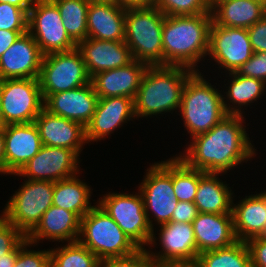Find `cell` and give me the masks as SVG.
I'll return each instance as SVG.
<instances>
[{
	"label": "cell",
	"mask_w": 266,
	"mask_h": 267,
	"mask_svg": "<svg viewBox=\"0 0 266 267\" xmlns=\"http://www.w3.org/2000/svg\"><path fill=\"white\" fill-rule=\"evenodd\" d=\"M29 245L32 246V243L27 238L19 244V251L13 267H50V251L29 250L27 249Z\"/></svg>",
	"instance_id": "8d00e7d4"
},
{
	"label": "cell",
	"mask_w": 266,
	"mask_h": 267,
	"mask_svg": "<svg viewBox=\"0 0 266 267\" xmlns=\"http://www.w3.org/2000/svg\"><path fill=\"white\" fill-rule=\"evenodd\" d=\"M0 173L5 174L4 128L0 129Z\"/></svg>",
	"instance_id": "7dc6e473"
},
{
	"label": "cell",
	"mask_w": 266,
	"mask_h": 267,
	"mask_svg": "<svg viewBox=\"0 0 266 267\" xmlns=\"http://www.w3.org/2000/svg\"><path fill=\"white\" fill-rule=\"evenodd\" d=\"M19 251V245L10 253L7 254V258H0V267H13Z\"/></svg>",
	"instance_id": "bcb514c9"
},
{
	"label": "cell",
	"mask_w": 266,
	"mask_h": 267,
	"mask_svg": "<svg viewBox=\"0 0 266 267\" xmlns=\"http://www.w3.org/2000/svg\"><path fill=\"white\" fill-rule=\"evenodd\" d=\"M50 267H99L100 260L79 241L49 249Z\"/></svg>",
	"instance_id": "d6a6232c"
},
{
	"label": "cell",
	"mask_w": 266,
	"mask_h": 267,
	"mask_svg": "<svg viewBox=\"0 0 266 267\" xmlns=\"http://www.w3.org/2000/svg\"><path fill=\"white\" fill-rule=\"evenodd\" d=\"M212 14L165 16L162 28L163 65L196 70L208 54ZM196 64V65H195Z\"/></svg>",
	"instance_id": "7a4b0ae2"
},
{
	"label": "cell",
	"mask_w": 266,
	"mask_h": 267,
	"mask_svg": "<svg viewBox=\"0 0 266 267\" xmlns=\"http://www.w3.org/2000/svg\"><path fill=\"white\" fill-rule=\"evenodd\" d=\"M43 146L34 122L4 127L5 174L15 175Z\"/></svg>",
	"instance_id": "e0dca14e"
},
{
	"label": "cell",
	"mask_w": 266,
	"mask_h": 267,
	"mask_svg": "<svg viewBox=\"0 0 266 267\" xmlns=\"http://www.w3.org/2000/svg\"><path fill=\"white\" fill-rule=\"evenodd\" d=\"M76 48L82 55L90 78L99 72L126 66L134 60L125 41L86 38Z\"/></svg>",
	"instance_id": "d6986e66"
},
{
	"label": "cell",
	"mask_w": 266,
	"mask_h": 267,
	"mask_svg": "<svg viewBox=\"0 0 266 267\" xmlns=\"http://www.w3.org/2000/svg\"><path fill=\"white\" fill-rule=\"evenodd\" d=\"M228 74L232 76V79L226 92V98H228L232 105L223 101L224 109L227 114L242 115L241 106L250 105L257 98H261L259 96H262L265 92L266 83L259 79L242 76L236 71Z\"/></svg>",
	"instance_id": "f546056e"
},
{
	"label": "cell",
	"mask_w": 266,
	"mask_h": 267,
	"mask_svg": "<svg viewBox=\"0 0 266 267\" xmlns=\"http://www.w3.org/2000/svg\"><path fill=\"white\" fill-rule=\"evenodd\" d=\"M29 9L0 2V29L28 30Z\"/></svg>",
	"instance_id": "d590c367"
},
{
	"label": "cell",
	"mask_w": 266,
	"mask_h": 267,
	"mask_svg": "<svg viewBox=\"0 0 266 267\" xmlns=\"http://www.w3.org/2000/svg\"><path fill=\"white\" fill-rule=\"evenodd\" d=\"M195 264L198 267H252L247 243L240 240L228 247L200 253Z\"/></svg>",
	"instance_id": "4dcf8cb0"
},
{
	"label": "cell",
	"mask_w": 266,
	"mask_h": 267,
	"mask_svg": "<svg viewBox=\"0 0 266 267\" xmlns=\"http://www.w3.org/2000/svg\"><path fill=\"white\" fill-rule=\"evenodd\" d=\"M6 125L7 124L4 120V117L2 114V108H1V83H0V129L4 128Z\"/></svg>",
	"instance_id": "f907efd6"
},
{
	"label": "cell",
	"mask_w": 266,
	"mask_h": 267,
	"mask_svg": "<svg viewBox=\"0 0 266 267\" xmlns=\"http://www.w3.org/2000/svg\"><path fill=\"white\" fill-rule=\"evenodd\" d=\"M28 30H3L0 29V57L21 35Z\"/></svg>",
	"instance_id": "ee69618b"
},
{
	"label": "cell",
	"mask_w": 266,
	"mask_h": 267,
	"mask_svg": "<svg viewBox=\"0 0 266 267\" xmlns=\"http://www.w3.org/2000/svg\"><path fill=\"white\" fill-rule=\"evenodd\" d=\"M26 236L13 224L0 216V258H7Z\"/></svg>",
	"instance_id": "74e56055"
},
{
	"label": "cell",
	"mask_w": 266,
	"mask_h": 267,
	"mask_svg": "<svg viewBox=\"0 0 266 267\" xmlns=\"http://www.w3.org/2000/svg\"><path fill=\"white\" fill-rule=\"evenodd\" d=\"M89 4L92 3H114L116 0H86Z\"/></svg>",
	"instance_id": "816d5d0a"
},
{
	"label": "cell",
	"mask_w": 266,
	"mask_h": 267,
	"mask_svg": "<svg viewBox=\"0 0 266 267\" xmlns=\"http://www.w3.org/2000/svg\"><path fill=\"white\" fill-rule=\"evenodd\" d=\"M148 65L133 60L123 67L106 70L91 78L99 98L124 96L134 100Z\"/></svg>",
	"instance_id": "7402d4cb"
},
{
	"label": "cell",
	"mask_w": 266,
	"mask_h": 267,
	"mask_svg": "<svg viewBox=\"0 0 266 267\" xmlns=\"http://www.w3.org/2000/svg\"><path fill=\"white\" fill-rule=\"evenodd\" d=\"M79 155L70 149L43 145L16 175L29 180L57 182L78 174ZM78 164V165H77Z\"/></svg>",
	"instance_id": "5bb4252c"
},
{
	"label": "cell",
	"mask_w": 266,
	"mask_h": 267,
	"mask_svg": "<svg viewBox=\"0 0 266 267\" xmlns=\"http://www.w3.org/2000/svg\"><path fill=\"white\" fill-rule=\"evenodd\" d=\"M253 53L248 29L222 27L212 22L207 55L220 64L219 68H225L229 73L235 72Z\"/></svg>",
	"instance_id": "4fadbf2b"
},
{
	"label": "cell",
	"mask_w": 266,
	"mask_h": 267,
	"mask_svg": "<svg viewBox=\"0 0 266 267\" xmlns=\"http://www.w3.org/2000/svg\"><path fill=\"white\" fill-rule=\"evenodd\" d=\"M138 193L109 192L99 200L98 205L139 248H145L150 242L153 229L147 219L143 197Z\"/></svg>",
	"instance_id": "30bf717a"
},
{
	"label": "cell",
	"mask_w": 266,
	"mask_h": 267,
	"mask_svg": "<svg viewBox=\"0 0 266 267\" xmlns=\"http://www.w3.org/2000/svg\"><path fill=\"white\" fill-rule=\"evenodd\" d=\"M2 3H9L20 8H30L35 0H0Z\"/></svg>",
	"instance_id": "c3c4849f"
},
{
	"label": "cell",
	"mask_w": 266,
	"mask_h": 267,
	"mask_svg": "<svg viewBox=\"0 0 266 267\" xmlns=\"http://www.w3.org/2000/svg\"><path fill=\"white\" fill-rule=\"evenodd\" d=\"M198 213V209L194 202L178 201L170 222L192 223Z\"/></svg>",
	"instance_id": "7bdbcfd3"
},
{
	"label": "cell",
	"mask_w": 266,
	"mask_h": 267,
	"mask_svg": "<svg viewBox=\"0 0 266 267\" xmlns=\"http://www.w3.org/2000/svg\"><path fill=\"white\" fill-rule=\"evenodd\" d=\"M24 182L10 198L1 215L27 236L53 205L55 182L29 179Z\"/></svg>",
	"instance_id": "52a82bcc"
},
{
	"label": "cell",
	"mask_w": 266,
	"mask_h": 267,
	"mask_svg": "<svg viewBox=\"0 0 266 267\" xmlns=\"http://www.w3.org/2000/svg\"><path fill=\"white\" fill-rule=\"evenodd\" d=\"M193 72L182 66H148L133 100L135 117L179 109L184 86Z\"/></svg>",
	"instance_id": "3957f363"
},
{
	"label": "cell",
	"mask_w": 266,
	"mask_h": 267,
	"mask_svg": "<svg viewBox=\"0 0 266 267\" xmlns=\"http://www.w3.org/2000/svg\"><path fill=\"white\" fill-rule=\"evenodd\" d=\"M98 100L99 97L90 82L72 90L50 94L44 100V108L54 115L86 127L92 119Z\"/></svg>",
	"instance_id": "ac0fdd59"
},
{
	"label": "cell",
	"mask_w": 266,
	"mask_h": 267,
	"mask_svg": "<svg viewBox=\"0 0 266 267\" xmlns=\"http://www.w3.org/2000/svg\"><path fill=\"white\" fill-rule=\"evenodd\" d=\"M132 118H135L132 98L124 96L99 98L92 119L85 127L87 142L104 139Z\"/></svg>",
	"instance_id": "44dd1931"
},
{
	"label": "cell",
	"mask_w": 266,
	"mask_h": 267,
	"mask_svg": "<svg viewBox=\"0 0 266 267\" xmlns=\"http://www.w3.org/2000/svg\"><path fill=\"white\" fill-rule=\"evenodd\" d=\"M212 0H155L154 6L165 16H193L211 13Z\"/></svg>",
	"instance_id": "e575fe53"
},
{
	"label": "cell",
	"mask_w": 266,
	"mask_h": 267,
	"mask_svg": "<svg viewBox=\"0 0 266 267\" xmlns=\"http://www.w3.org/2000/svg\"><path fill=\"white\" fill-rule=\"evenodd\" d=\"M34 123L43 145L67 148L79 155L83 144L88 143L85 126L54 115L45 108L35 118Z\"/></svg>",
	"instance_id": "ffe728a7"
},
{
	"label": "cell",
	"mask_w": 266,
	"mask_h": 267,
	"mask_svg": "<svg viewBox=\"0 0 266 267\" xmlns=\"http://www.w3.org/2000/svg\"><path fill=\"white\" fill-rule=\"evenodd\" d=\"M43 56L31 34H21L0 57V80L38 78Z\"/></svg>",
	"instance_id": "2e32d148"
},
{
	"label": "cell",
	"mask_w": 266,
	"mask_h": 267,
	"mask_svg": "<svg viewBox=\"0 0 266 267\" xmlns=\"http://www.w3.org/2000/svg\"><path fill=\"white\" fill-rule=\"evenodd\" d=\"M73 176L55 182L53 190V205L75 213L80 219L94 206L90 204L91 188L86 183Z\"/></svg>",
	"instance_id": "f1b7e54d"
},
{
	"label": "cell",
	"mask_w": 266,
	"mask_h": 267,
	"mask_svg": "<svg viewBox=\"0 0 266 267\" xmlns=\"http://www.w3.org/2000/svg\"><path fill=\"white\" fill-rule=\"evenodd\" d=\"M81 219L73 212L52 205L40 222L26 236L32 244L40 240L76 242L80 236Z\"/></svg>",
	"instance_id": "cb8c5ba5"
},
{
	"label": "cell",
	"mask_w": 266,
	"mask_h": 267,
	"mask_svg": "<svg viewBox=\"0 0 266 267\" xmlns=\"http://www.w3.org/2000/svg\"><path fill=\"white\" fill-rule=\"evenodd\" d=\"M197 251L200 253L228 247L237 240L232 214L198 213L192 222Z\"/></svg>",
	"instance_id": "603a6c76"
},
{
	"label": "cell",
	"mask_w": 266,
	"mask_h": 267,
	"mask_svg": "<svg viewBox=\"0 0 266 267\" xmlns=\"http://www.w3.org/2000/svg\"><path fill=\"white\" fill-rule=\"evenodd\" d=\"M101 267H156L149 257L148 249L140 248L135 253L116 258H108L100 261Z\"/></svg>",
	"instance_id": "f35d334b"
},
{
	"label": "cell",
	"mask_w": 266,
	"mask_h": 267,
	"mask_svg": "<svg viewBox=\"0 0 266 267\" xmlns=\"http://www.w3.org/2000/svg\"><path fill=\"white\" fill-rule=\"evenodd\" d=\"M248 35L254 52H266V15L248 28Z\"/></svg>",
	"instance_id": "60d3db41"
},
{
	"label": "cell",
	"mask_w": 266,
	"mask_h": 267,
	"mask_svg": "<svg viewBox=\"0 0 266 267\" xmlns=\"http://www.w3.org/2000/svg\"><path fill=\"white\" fill-rule=\"evenodd\" d=\"M146 171L148 172L140 184L139 191L144 200L149 225L153 229L149 245H155L156 238L149 209L154 214V220L157 224L163 225L171 221L172 214L178 204L172 184V159L154 163Z\"/></svg>",
	"instance_id": "ba28073f"
},
{
	"label": "cell",
	"mask_w": 266,
	"mask_h": 267,
	"mask_svg": "<svg viewBox=\"0 0 266 267\" xmlns=\"http://www.w3.org/2000/svg\"><path fill=\"white\" fill-rule=\"evenodd\" d=\"M243 115H226L208 132L193 137L187 153L178 157L205 173H226L256 153L243 126Z\"/></svg>",
	"instance_id": "6da1fadb"
},
{
	"label": "cell",
	"mask_w": 266,
	"mask_h": 267,
	"mask_svg": "<svg viewBox=\"0 0 266 267\" xmlns=\"http://www.w3.org/2000/svg\"><path fill=\"white\" fill-rule=\"evenodd\" d=\"M126 8L114 3H92L87 11V38L125 41Z\"/></svg>",
	"instance_id": "d4e9b609"
},
{
	"label": "cell",
	"mask_w": 266,
	"mask_h": 267,
	"mask_svg": "<svg viewBox=\"0 0 266 267\" xmlns=\"http://www.w3.org/2000/svg\"><path fill=\"white\" fill-rule=\"evenodd\" d=\"M246 77L259 79L266 83V52H254L251 58L236 71Z\"/></svg>",
	"instance_id": "ab89813d"
},
{
	"label": "cell",
	"mask_w": 266,
	"mask_h": 267,
	"mask_svg": "<svg viewBox=\"0 0 266 267\" xmlns=\"http://www.w3.org/2000/svg\"><path fill=\"white\" fill-rule=\"evenodd\" d=\"M202 170L187 166L178 156L172 158V184L177 201L194 202Z\"/></svg>",
	"instance_id": "836d02e7"
},
{
	"label": "cell",
	"mask_w": 266,
	"mask_h": 267,
	"mask_svg": "<svg viewBox=\"0 0 266 267\" xmlns=\"http://www.w3.org/2000/svg\"><path fill=\"white\" fill-rule=\"evenodd\" d=\"M58 7L69 37L78 44L87 38L86 0H52Z\"/></svg>",
	"instance_id": "1f68e13d"
},
{
	"label": "cell",
	"mask_w": 266,
	"mask_h": 267,
	"mask_svg": "<svg viewBox=\"0 0 266 267\" xmlns=\"http://www.w3.org/2000/svg\"><path fill=\"white\" fill-rule=\"evenodd\" d=\"M159 241L162 253L155 254L148 251L149 257L156 267L196 262L199 252L197 251L192 223L169 222L161 225Z\"/></svg>",
	"instance_id": "9a60e30c"
},
{
	"label": "cell",
	"mask_w": 266,
	"mask_h": 267,
	"mask_svg": "<svg viewBox=\"0 0 266 267\" xmlns=\"http://www.w3.org/2000/svg\"><path fill=\"white\" fill-rule=\"evenodd\" d=\"M211 13L216 25L248 29L266 15L265 0H212Z\"/></svg>",
	"instance_id": "4316f807"
},
{
	"label": "cell",
	"mask_w": 266,
	"mask_h": 267,
	"mask_svg": "<svg viewBox=\"0 0 266 267\" xmlns=\"http://www.w3.org/2000/svg\"><path fill=\"white\" fill-rule=\"evenodd\" d=\"M38 79L43 100L50 94L72 90L91 82L77 48L44 55Z\"/></svg>",
	"instance_id": "9c48e42d"
},
{
	"label": "cell",
	"mask_w": 266,
	"mask_h": 267,
	"mask_svg": "<svg viewBox=\"0 0 266 267\" xmlns=\"http://www.w3.org/2000/svg\"><path fill=\"white\" fill-rule=\"evenodd\" d=\"M234 232L237 240L247 242L266 233V192L246 196L232 203Z\"/></svg>",
	"instance_id": "484cf974"
},
{
	"label": "cell",
	"mask_w": 266,
	"mask_h": 267,
	"mask_svg": "<svg viewBox=\"0 0 266 267\" xmlns=\"http://www.w3.org/2000/svg\"><path fill=\"white\" fill-rule=\"evenodd\" d=\"M217 176L218 173H205L199 179L194 204L200 213L232 214V190Z\"/></svg>",
	"instance_id": "83f0119b"
},
{
	"label": "cell",
	"mask_w": 266,
	"mask_h": 267,
	"mask_svg": "<svg viewBox=\"0 0 266 267\" xmlns=\"http://www.w3.org/2000/svg\"><path fill=\"white\" fill-rule=\"evenodd\" d=\"M28 32L43 55L70 51L77 45L69 37L60 11L52 0H35L28 12Z\"/></svg>",
	"instance_id": "8fae6325"
},
{
	"label": "cell",
	"mask_w": 266,
	"mask_h": 267,
	"mask_svg": "<svg viewBox=\"0 0 266 267\" xmlns=\"http://www.w3.org/2000/svg\"><path fill=\"white\" fill-rule=\"evenodd\" d=\"M246 243L250 251L252 267H266V238L255 237Z\"/></svg>",
	"instance_id": "b9f144b4"
},
{
	"label": "cell",
	"mask_w": 266,
	"mask_h": 267,
	"mask_svg": "<svg viewBox=\"0 0 266 267\" xmlns=\"http://www.w3.org/2000/svg\"><path fill=\"white\" fill-rule=\"evenodd\" d=\"M78 241L100 261L128 256L140 249L98 204L81 218Z\"/></svg>",
	"instance_id": "8992f818"
},
{
	"label": "cell",
	"mask_w": 266,
	"mask_h": 267,
	"mask_svg": "<svg viewBox=\"0 0 266 267\" xmlns=\"http://www.w3.org/2000/svg\"><path fill=\"white\" fill-rule=\"evenodd\" d=\"M164 18L165 15L155 6L126 8L125 43L133 59L148 66L163 65Z\"/></svg>",
	"instance_id": "5b68a950"
},
{
	"label": "cell",
	"mask_w": 266,
	"mask_h": 267,
	"mask_svg": "<svg viewBox=\"0 0 266 267\" xmlns=\"http://www.w3.org/2000/svg\"><path fill=\"white\" fill-rule=\"evenodd\" d=\"M1 108L6 124L34 122L44 108L38 78L0 80Z\"/></svg>",
	"instance_id": "7c38bea8"
},
{
	"label": "cell",
	"mask_w": 266,
	"mask_h": 267,
	"mask_svg": "<svg viewBox=\"0 0 266 267\" xmlns=\"http://www.w3.org/2000/svg\"><path fill=\"white\" fill-rule=\"evenodd\" d=\"M194 71L187 79L179 108L184 125L191 138L208 132L226 115L220 92Z\"/></svg>",
	"instance_id": "277c9868"
},
{
	"label": "cell",
	"mask_w": 266,
	"mask_h": 267,
	"mask_svg": "<svg viewBox=\"0 0 266 267\" xmlns=\"http://www.w3.org/2000/svg\"><path fill=\"white\" fill-rule=\"evenodd\" d=\"M116 2L125 7H150L154 6L155 0H116Z\"/></svg>",
	"instance_id": "f6af8a7d"
},
{
	"label": "cell",
	"mask_w": 266,
	"mask_h": 267,
	"mask_svg": "<svg viewBox=\"0 0 266 267\" xmlns=\"http://www.w3.org/2000/svg\"><path fill=\"white\" fill-rule=\"evenodd\" d=\"M158 267H198V266L195 263H193V264H168Z\"/></svg>",
	"instance_id": "681fc988"
}]
</instances>
